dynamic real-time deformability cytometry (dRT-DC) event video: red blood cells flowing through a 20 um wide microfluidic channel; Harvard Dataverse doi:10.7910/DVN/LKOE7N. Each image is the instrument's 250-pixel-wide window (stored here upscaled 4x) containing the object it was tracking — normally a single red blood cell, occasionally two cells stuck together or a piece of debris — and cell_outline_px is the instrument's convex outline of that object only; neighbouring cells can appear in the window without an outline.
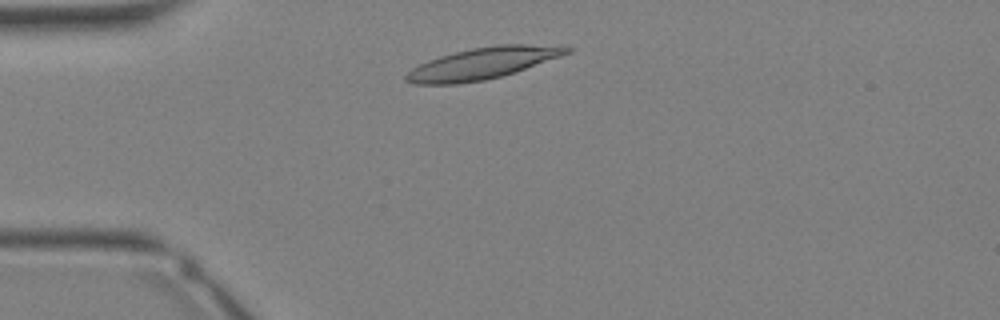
{"species": "Egyptian fruit bat (a non-hibernating species)", "species_latin": "Rousettus aegyptiacus", "temperature_condition": "warm", "stored_images_in_passage": 27, "camera_frame_rate_fps": 3000, "um_per_image_px": 0.085, "animal": {"sex": "female"}, "frame": {"image": 1, "passage_image": 1, "time_ms": 0.0, "image_size_px": [1000, 320], "cell_outline_px": [[572, 52], [500, 76], [484, 80], [456, 84], [412, 84], [404, 80], [404, 76], [412, 68], [428, 60], [440, 56], [472, 48], [500, 44], [524, 44], [572, 48]], "centroid_in_image_um": [40.92, 5.39], "position_along_channel_um": 44.1, "area_um2": 28.84}}
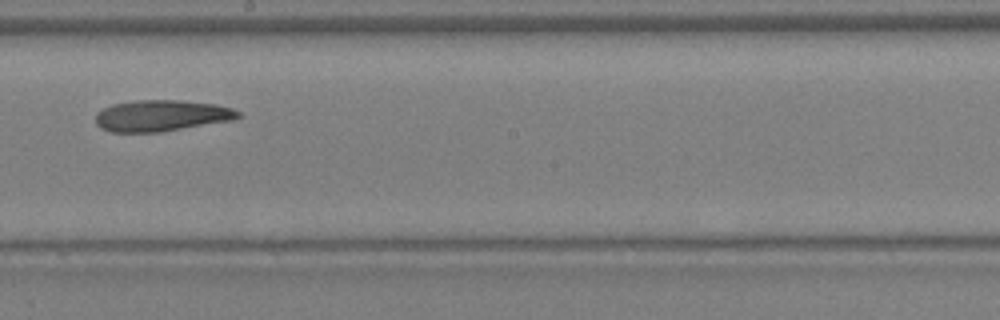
{"frame": {"image": 2, "passage_image": 12, "time_ms": 3.667, "image_size_px": [1000, 320], "cell_outline_px": [[244, 116], [232, 120], [156, 132], [112, 132], [100, 128], [96, 124], [96, 112], [112, 104], [136, 100], [176, 100], [216, 104], [232, 108], [240, 112]], "centroid_in_image_um": [13.71, 9.82], "position_along_channel_um": 234.5, "area_um2": 25.84}}
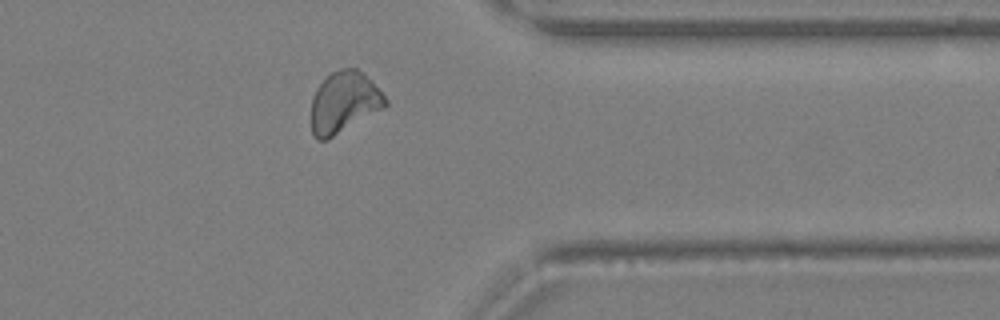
{"frame": {"image": 3, "passage_image": 20, "time_ms": 6.333, "image_size_px": [1000, 320], "cell_outline_px": [[388, 104], [384, 108], [328, 140], [316, 140], [312, 136], [312, 96], [316, 88], [332, 72], [340, 68], [356, 68], [364, 72], [372, 80], [388, 100]], "centroid_in_image_um": [29.25, 8.7], "position_along_channel_um": 382.1, "area_um2": 26.7}}